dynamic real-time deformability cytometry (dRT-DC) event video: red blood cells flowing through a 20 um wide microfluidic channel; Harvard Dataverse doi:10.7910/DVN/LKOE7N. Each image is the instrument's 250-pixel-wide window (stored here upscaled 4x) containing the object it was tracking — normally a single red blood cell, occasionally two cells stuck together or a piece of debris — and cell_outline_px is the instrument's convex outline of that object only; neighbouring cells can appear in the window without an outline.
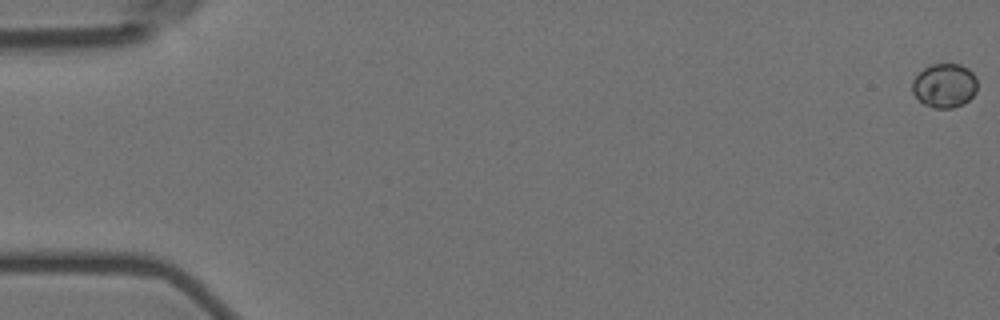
{"species": "Egyptian fruit bat (a non-hibernating species)", "species_latin": "Rousettus aegyptiacus", "temperature_condition": "room temperature", "stored_images_in_passage": 6, "camera_frame_rate_fps": 3000, "um_per_image_px": 0.085, "animal": {"sex": "female"}, "frame": {"image": 1, "passage_image": 1, "time_ms": 0.0, "image_size_px": [1000, 320], "cell_outline_px": [[976, 92], [964, 104], [952, 108], [932, 108], [924, 104], [912, 92], [912, 80], [924, 68], [932, 64], [960, 64], [968, 68], [976, 76]], "centroid_in_image_um": [80.29, 7.27], "position_along_channel_um": 4.7, "area_um2": 16.76}}